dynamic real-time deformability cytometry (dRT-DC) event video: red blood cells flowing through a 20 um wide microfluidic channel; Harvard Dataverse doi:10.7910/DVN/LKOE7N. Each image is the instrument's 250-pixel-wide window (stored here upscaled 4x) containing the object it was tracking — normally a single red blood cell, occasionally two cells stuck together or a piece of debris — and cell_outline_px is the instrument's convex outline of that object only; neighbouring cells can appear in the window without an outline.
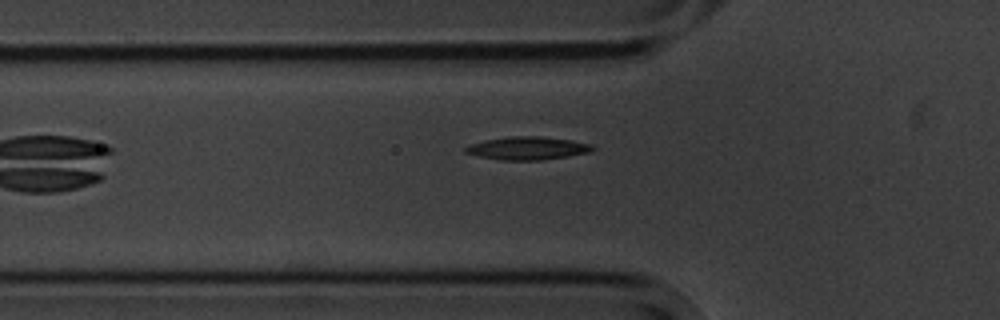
{"species": "common noctule bat (a hibernating species)", "species_latin": "Nyctalus noctula", "temperature_condition": "cold", "stored_images_in_passage": 6, "camera_frame_rate_fps": 3000, "um_per_image_px": 0.085, "animal": {"sex": "male", "body_mass_g": 20.1, "forearm_length_mm": 53.5}, "frame": {"image": 1, "passage_image": 6, "time_ms": 6.0, "image_size_px": [1000, 320], "cell_outline_px": [[596, 148], [592, 152], [568, 156], [540, 160], [500, 160], [480, 156], [464, 152], [464, 148], [472, 144], [484, 140], [508, 136], [540, 136], [572, 140], [592, 144]], "centroid_in_image_um": [44.89, 12.59], "position_along_channel_um": 80.9, "area_um2": 17.11}}